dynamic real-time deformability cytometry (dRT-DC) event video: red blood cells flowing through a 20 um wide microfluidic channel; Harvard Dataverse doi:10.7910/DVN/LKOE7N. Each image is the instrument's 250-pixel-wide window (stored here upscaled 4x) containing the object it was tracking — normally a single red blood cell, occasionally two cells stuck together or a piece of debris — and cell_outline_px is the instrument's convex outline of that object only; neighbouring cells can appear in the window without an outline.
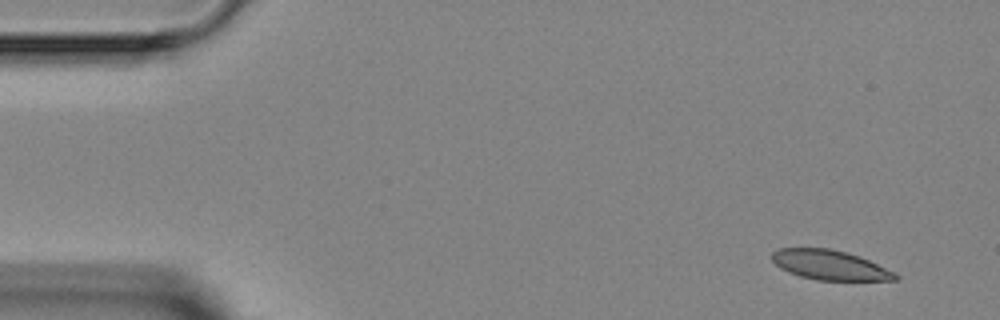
{"species": "Egyptian fruit bat (a non-hibernating species)", "species_latin": "Rousettus aegyptiacus", "temperature_condition": "room temperature", "stored_images_in_passage": 4, "camera_frame_rate_fps": 3000, "um_per_image_px": 0.085, "animal": {"sex": "female"}, "frame": {"image": 1, "passage_image": 1, "time_ms": 0.0, "image_size_px": [1000, 320], "cell_outline_px": [[900, 280], [816, 280], [800, 276], [788, 272], [780, 268], [772, 260], [772, 252], [780, 248], [828, 248], [848, 252], [860, 256], [896, 272], [900, 276]], "centroid_in_image_um": [70.57, 22.53], "position_along_channel_um": 14.4, "area_um2": 21.5}}
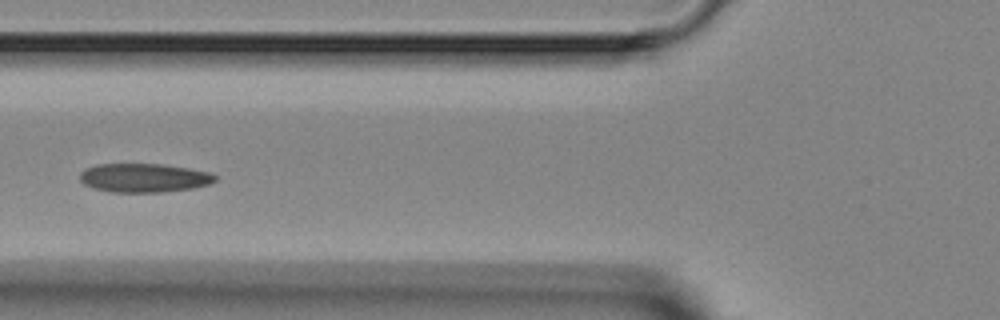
{"frame": {"image": 2, "passage_image": 3, "time_ms": 5.0, "image_size_px": [1000, 320], "cell_outline_px": [[216, 180], [208, 184], [192, 188], [160, 192], [112, 192], [92, 188], [84, 184], [80, 180], [80, 172], [84, 168], [96, 164], [164, 164], [188, 168], [208, 172], [216, 176]], "centroid_in_image_um": [12.18, 15.11], "position_along_channel_um": 113.6, "area_um2": 22.72}}
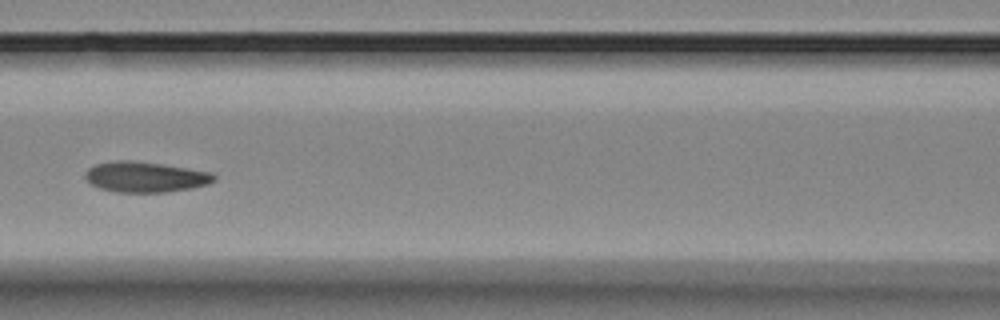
{"frame": {"image": 3, "passage_image": 4, "time_ms": 6.0, "image_size_px": [1000, 320], "cell_outline_px": [[216, 180], [208, 184], [192, 188], [168, 192], [116, 192], [100, 188], [92, 184], [84, 176], [84, 172], [88, 168], [96, 164], [112, 160], [132, 160], [188, 168], [212, 172], [216, 176]], "centroid_in_image_um": [12.36, 15.03], "position_along_channel_um": 154.2, "area_um2": 23.0}}